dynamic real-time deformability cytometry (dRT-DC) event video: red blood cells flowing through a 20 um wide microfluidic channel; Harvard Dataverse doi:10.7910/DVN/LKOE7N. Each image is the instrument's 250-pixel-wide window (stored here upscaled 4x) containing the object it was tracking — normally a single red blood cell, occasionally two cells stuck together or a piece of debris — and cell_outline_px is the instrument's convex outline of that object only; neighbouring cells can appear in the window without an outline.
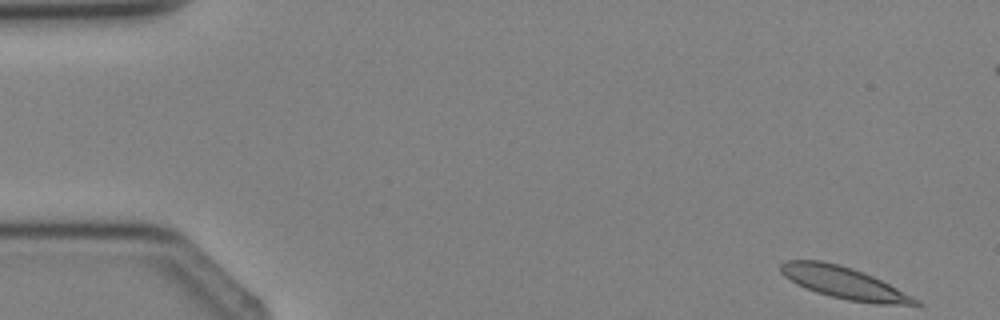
{"species": "Egyptian fruit bat (a non-hibernating species)", "species_latin": "Rousettus aegyptiacus", "temperature_condition": "cold", "stored_images_in_passage": 4, "camera_frame_rate_fps": 3000, "um_per_image_px": 0.085, "animal": {"sex": "female"}, "frame": {"image": 1, "passage_image": 1, "time_ms": 0.0, "image_size_px": [1000, 320], "cell_outline_px": [[924, 304], [876, 304], [848, 300], [816, 292], [796, 284], [784, 276], [780, 272], [780, 264], [784, 260], [820, 260], [840, 264], [864, 272], [920, 300]], "centroid_in_image_um": [71.69, 24.02], "position_along_channel_um": 13.3, "area_um2": 24.8}}